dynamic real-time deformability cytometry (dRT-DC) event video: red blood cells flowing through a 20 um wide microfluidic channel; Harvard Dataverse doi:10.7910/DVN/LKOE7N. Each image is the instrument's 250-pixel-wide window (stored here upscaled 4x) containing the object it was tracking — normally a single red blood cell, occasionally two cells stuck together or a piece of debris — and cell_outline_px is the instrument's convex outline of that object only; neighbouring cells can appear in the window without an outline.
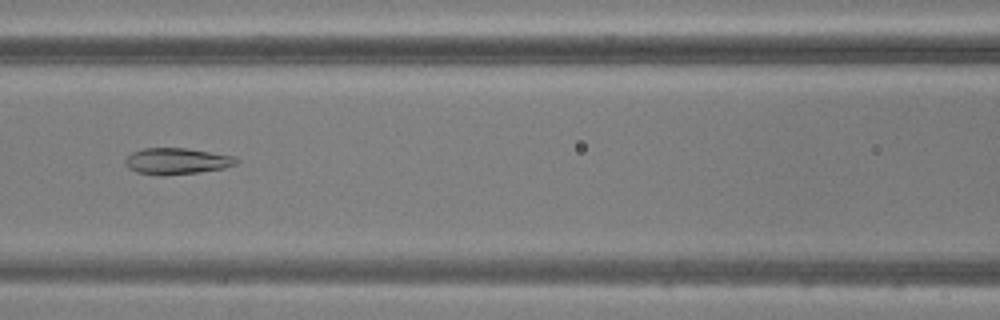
{"species": "common noctule bat (a hibernating species)", "species_latin": "Nyctalus noctula", "temperature_condition": "warm", "stored_images_in_passage": 49, "camera_frame_rate_fps": 3000, "um_per_image_px": 0.085, "animal": {"sex": "male", "body_mass_g": 20.5, "forearm_length_mm": 52.5}, "frame": {"image": 1, "passage_image": 22, "time_ms": 7.0, "image_size_px": [1000, 320], "cell_outline_px": [[240, 160], [236, 164], [224, 168], [200, 172], [164, 176], [160, 176], [136, 172], [128, 168], [124, 160], [132, 152], [144, 148], [188, 148], [236, 156]], "centroid_in_image_um": [15.05, 13.7], "position_along_channel_um": 151.6, "area_um2": 17.28}}
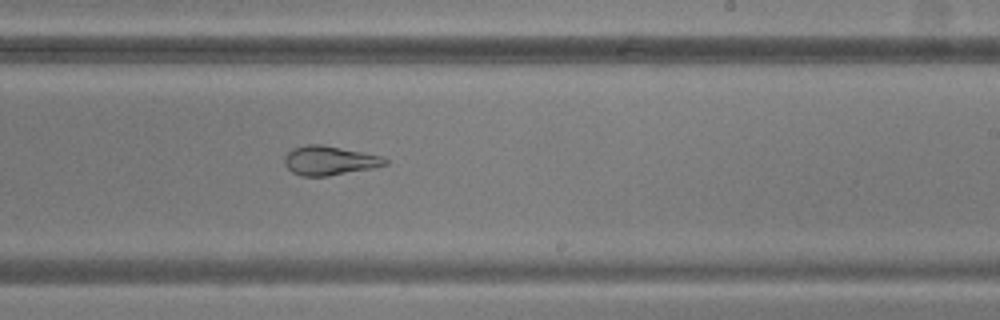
{"frame": {"image": 2, "passage_image": 30, "time_ms": 9.667, "image_size_px": [1000, 320], "cell_outline_px": [[388, 164], [372, 168], [328, 176], [300, 176], [292, 172], [284, 164], [284, 156], [292, 148], [308, 144], [320, 144], [384, 156], [388, 160]], "centroid_in_image_um": [27.99, 13.64], "position_along_channel_um": 261.0, "area_um2": 17.17}}
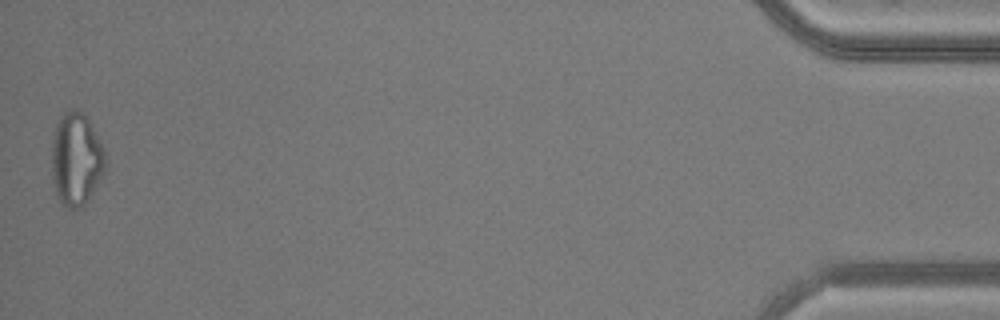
{"frame": {"image": 3, "passage_image": 49, "time_ms": 16.0, "image_size_px": [1000, 320], "cell_outline_px": [[104, 172], [84, 208], [68, 208], [60, 204], [56, 196], [52, 180], [52, 140], [56, 124], [60, 116], [64, 112], [72, 108], [84, 112], [100, 140], [104, 148]], "centroid_in_image_um": [6.45, 13.55], "position_along_channel_um": 428.7, "area_um2": 29.42}}